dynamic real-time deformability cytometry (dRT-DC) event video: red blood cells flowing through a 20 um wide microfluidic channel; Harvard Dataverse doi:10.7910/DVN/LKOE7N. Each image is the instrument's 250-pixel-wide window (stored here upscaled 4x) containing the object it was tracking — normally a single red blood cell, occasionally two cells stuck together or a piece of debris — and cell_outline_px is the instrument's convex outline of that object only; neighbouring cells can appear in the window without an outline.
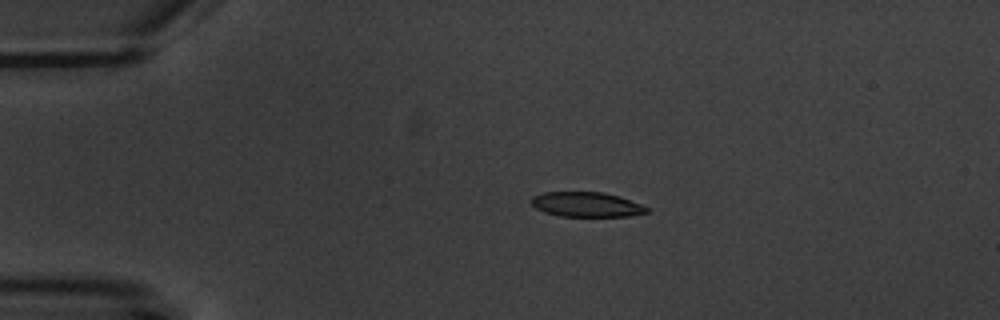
{"species": "common noctule bat (a hibernating species)", "species_latin": "Nyctalus noctula", "temperature_condition": "warm", "stored_images_in_passage": 9, "camera_frame_rate_fps": 3000, "um_per_image_px": 0.085, "animal": {"sex": "male", "body_mass_g": 20.1, "forearm_length_mm": 53.5}, "frame": {"image": 1, "passage_image": 2, "time_ms": 1.333, "image_size_px": [1000, 320], "cell_outline_px": [[648, 212], [628, 216], [560, 216], [544, 212], [536, 208], [532, 204], [532, 196], [544, 192], [604, 192], [620, 196], [640, 204], [648, 208]], "centroid_in_image_um": [49.84, 17.37], "position_along_channel_um": 35.2, "area_um2": 16.59}}
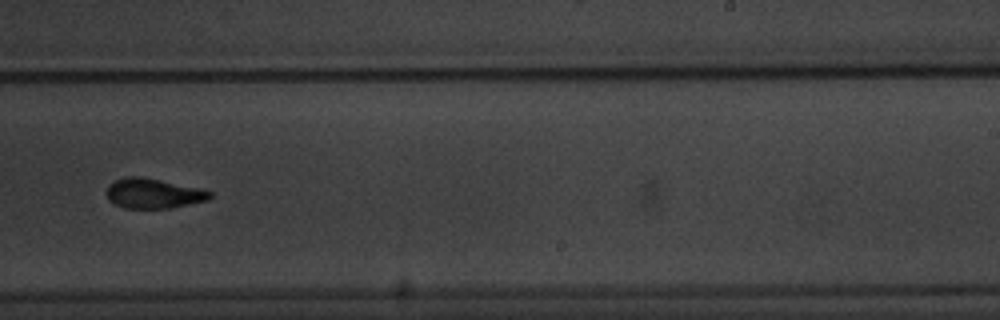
{"frame": {"image": 2, "passage_image": 9, "time_ms": 9.333, "image_size_px": [1000, 320], "cell_outline_px": [[212, 196], [208, 200], [168, 208], [124, 208], [108, 200], [104, 192], [108, 184], [124, 176], [140, 176], [204, 188], [212, 192]], "centroid_in_image_um": [13.02, 16.42], "position_along_channel_um": 276.0, "area_um2": 18.32}}